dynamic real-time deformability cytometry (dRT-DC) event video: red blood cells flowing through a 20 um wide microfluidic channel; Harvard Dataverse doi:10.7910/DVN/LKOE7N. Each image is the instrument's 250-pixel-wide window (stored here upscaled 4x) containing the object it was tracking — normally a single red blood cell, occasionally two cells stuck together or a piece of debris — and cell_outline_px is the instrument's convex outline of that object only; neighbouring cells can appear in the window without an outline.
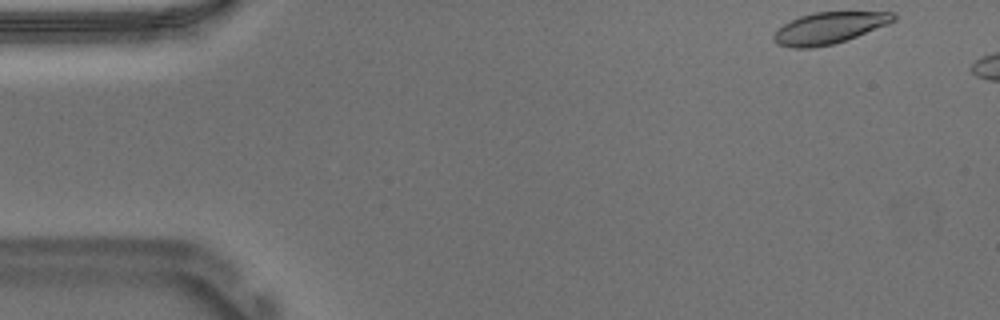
{"species": "Egyptian fruit bat (a non-hibernating species)", "species_latin": "Rousettus aegyptiacus", "temperature_condition": "warm", "stored_images_in_passage": 6, "camera_frame_rate_fps": 3000, "um_per_image_px": 0.085, "animal": {"sex": "male"}, "frame": {"image": 1, "passage_image": 1, "time_ms": 0.0, "image_size_px": [1000, 320], "cell_outline_px": [[896, 20], [888, 24], [856, 36], [832, 44], [812, 48], [792, 48], [776, 44], [772, 40], [772, 36], [784, 24], [800, 16], [812, 12], [892, 12], [896, 16]], "centroid_in_image_um": [70.44, 2.38], "position_along_channel_um": 14.6, "area_um2": 21.79}}